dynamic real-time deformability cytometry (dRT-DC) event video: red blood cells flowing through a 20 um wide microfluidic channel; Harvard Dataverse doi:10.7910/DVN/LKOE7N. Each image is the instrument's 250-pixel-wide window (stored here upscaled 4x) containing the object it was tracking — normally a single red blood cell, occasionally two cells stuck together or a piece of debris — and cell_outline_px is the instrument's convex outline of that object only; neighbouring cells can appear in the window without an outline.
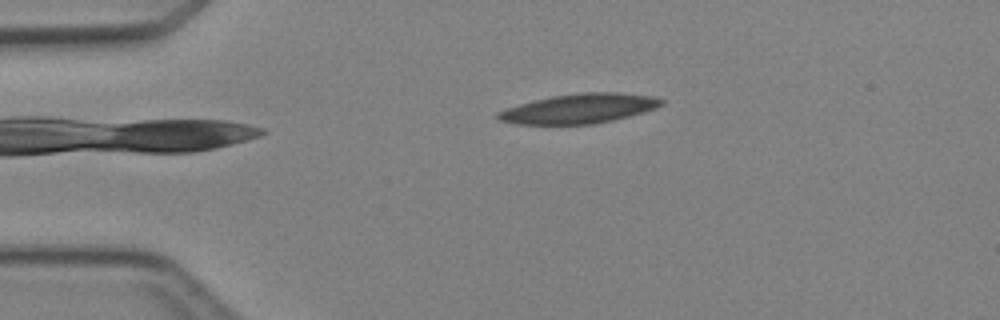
{"species": "Egyptian fruit bat (a non-hibernating species)", "species_latin": "Rousettus aegyptiacus", "temperature_condition": "cold", "stored_images_in_passage": 3, "camera_frame_rate_fps": 3000, "um_per_image_px": 0.085, "animal": {"sex": "female"}, "frame": {"image": 1, "passage_image": 2, "time_ms": 2.0, "image_size_px": [1000, 320], "cell_outline_px": [[664, 104], [656, 108], [644, 112], [612, 120], [592, 124], [516, 124], [496, 120], [496, 112], [520, 104], [552, 96], [580, 92], [616, 92], [652, 96], [664, 100]], "centroid_in_image_um": [49.23, 9.23], "position_along_channel_um": 35.8, "area_um2": 28.09}}